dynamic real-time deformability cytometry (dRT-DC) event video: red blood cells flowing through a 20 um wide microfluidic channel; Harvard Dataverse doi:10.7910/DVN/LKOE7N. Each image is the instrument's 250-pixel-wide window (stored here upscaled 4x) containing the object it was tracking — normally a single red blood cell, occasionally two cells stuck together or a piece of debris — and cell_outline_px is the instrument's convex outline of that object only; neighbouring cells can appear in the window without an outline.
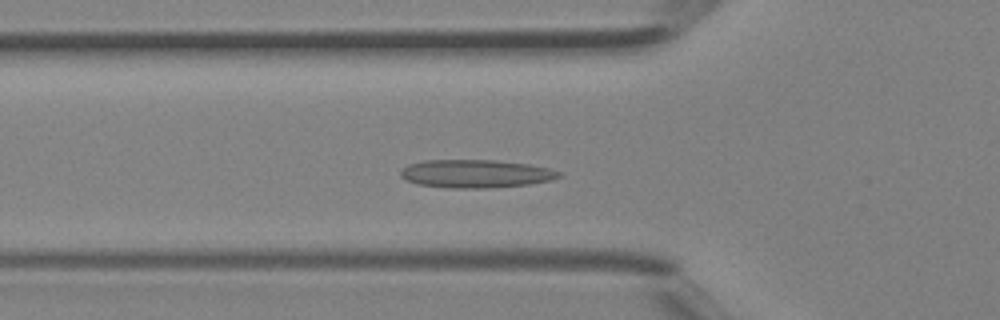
{"species": "Egyptian fruit bat (a non-hibernating species)", "species_latin": "Rousettus aegyptiacus", "temperature_condition": "room temperature", "stored_images_in_passage": 40, "camera_frame_rate_fps": 3000, "um_per_image_px": 0.085, "animal": {"sex": "female"}, "frame": {"image": 1, "passage_image": 13, "time_ms": 4.0, "image_size_px": [1000, 320], "cell_outline_px": [[564, 176], [552, 180], [528, 184], [488, 188], [452, 188], [416, 184], [400, 176], [400, 172], [408, 164], [424, 160], [492, 160], [528, 164], [548, 168], [564, 172]], "centroid_in_image_um": [40.48, 14.76], "position_along_channel_um": 85.3, "area_um2": 26.01}}
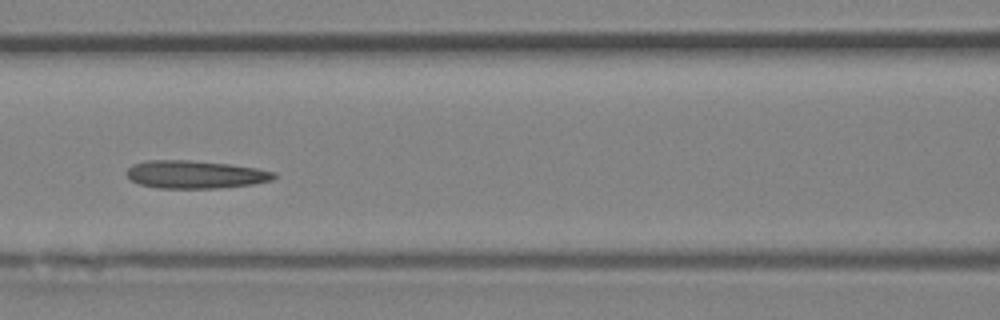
{"frame": {"image": 2, "passage_image": 17, "time_ms": 5.333, "image_size_px": [1000, 320], "cell_outline_px": [[276, 176], [272, 180], [252, 184], [220, 188], [156, 188], [140, 184], [132, 180], [124, 172], [132, 164], [148, 160], [188, 160], [228, 164], [256, 168], [276, 172]], "centroid_in_image_um": [16.58, 14.83], "position_along_channel_um": 150.0, "area_um2": 23.93}}
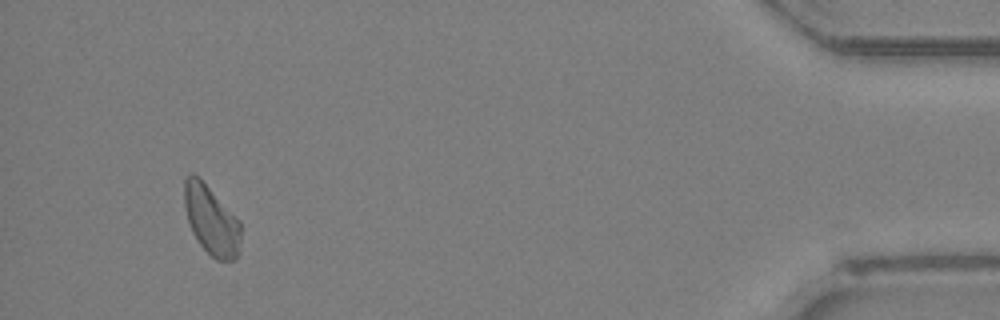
{"frame": {"image": 3, "passage_image": 38, "time_ms": 12.333, "image_size_px": [1000, 320], "cell_outline_px": [[240, 240], [236, 256], [232, 260], [216, 260], [200, 244], [192, 232], [188, 220], [184, 204], [184, 176], [188, 172], [192, 172], [200, 176], [240, 220]], "centroid_in_image_um": [17.93, 18.62], "position_along_channel_um": 417.3, "area_um2": 22.95}}